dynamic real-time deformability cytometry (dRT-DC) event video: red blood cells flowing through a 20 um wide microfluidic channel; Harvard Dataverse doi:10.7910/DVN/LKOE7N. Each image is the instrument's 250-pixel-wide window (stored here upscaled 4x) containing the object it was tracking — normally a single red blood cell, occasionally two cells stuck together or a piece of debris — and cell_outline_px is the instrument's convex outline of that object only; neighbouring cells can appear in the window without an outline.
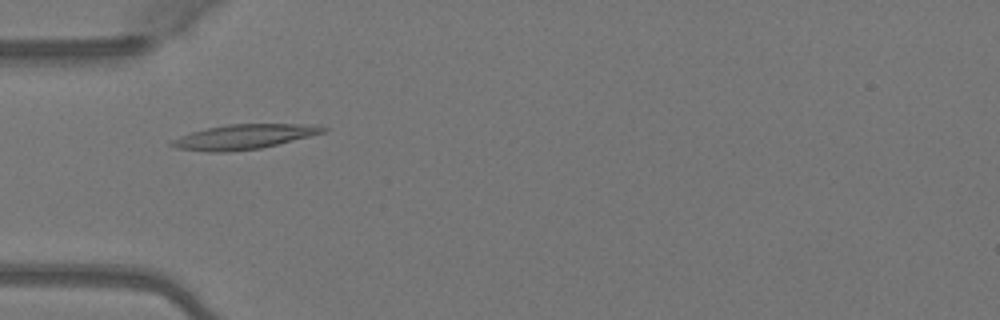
{"species": "Egyptian fruit bat (a non-hibernating species)", "species_latin": "Rousettus aegyptiacus", "temperature_condition": "warm", "stored_images_in_passage": 50, "camera_frame_rate_fps": 3000, "um_per_image_px": 0.085, "animal": {"sex": "female"}, "frame": {"image": 1, "passage_image": 16, "time_ms": 5.0, "image_size_px": [1000, 320], "cell_outline_px": [[328, 128], [324, 132], [260, 148], [228, 152], [208, 152], [176, 148], [168, 144], [168, 140], [192, 132], [208, 128], [228, 124], [304, 124]], "centroid_in_image_um": [20.62, 11.63], "position_along_channel_um": 64.4, "area_um2": 21.5}}
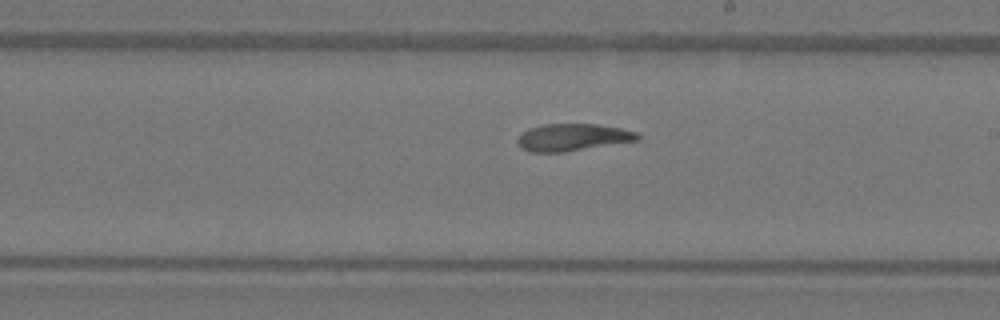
{"frame": {"image": 2, "passage_image": 29, "time_ms": 9.333, "image_size_px": [1000, 320], "cell_outline_px": [[640, 140], [564, 152], [528, 152], [520, 148], [516, 140], [528, 128], [544, 124], [596, 124], [620, 128], [636, 132], [640, 136]], "centroid_in_image_um": [48.66, 11.68], "position_along_channel_um": 240.3, "area_um2": 19.02}}
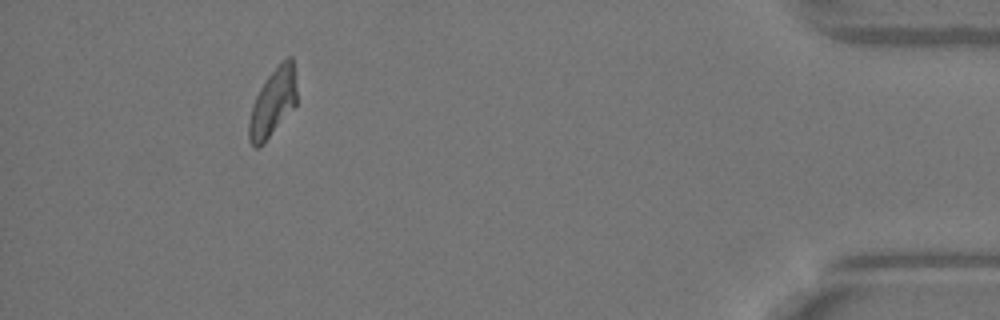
{"frame": {"image": 3, "passage_image": 46, "time_ms": 15.0, "image_size_px": [1000, 320], "cell_outline_px": [[296, 104], [268, 136], [256, 148], [248, 140], [248, 124], [252, 104], [260, 88], [268, 76], [288, 56], [292, 56], [296, 88]], "centroid_in_image_um": [23.17, 8.7], "position_along_channel_um": 412.0, "area_um2": 18.09}, "authors_computed_cell_mechanics": {"area_um2": 19.6231, "velocity_mm_per_s": 4.0879, "shape_relaxation_time_tau1_ms": null, "shape_relaxation_time_tau2_ms": 6.3174, "deformation_change_tau1": null, "deformation_change_tau2": 0.1408}}